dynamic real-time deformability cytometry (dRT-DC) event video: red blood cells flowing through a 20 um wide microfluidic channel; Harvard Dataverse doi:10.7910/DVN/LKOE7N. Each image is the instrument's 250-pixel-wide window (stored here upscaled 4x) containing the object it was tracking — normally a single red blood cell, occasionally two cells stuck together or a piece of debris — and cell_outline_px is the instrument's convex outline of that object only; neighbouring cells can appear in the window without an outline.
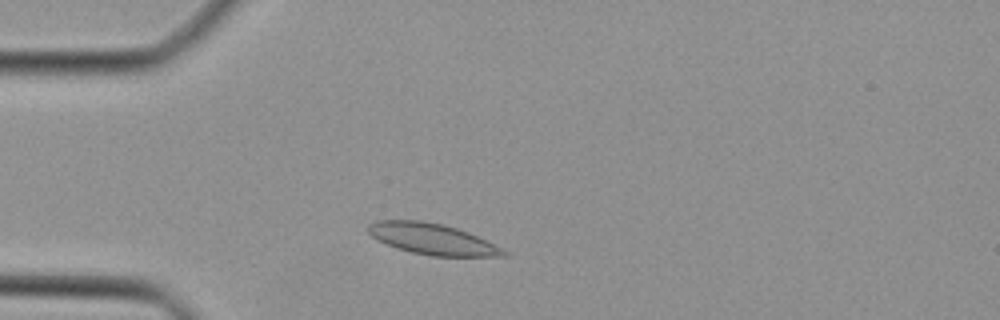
{"species": "Egyptian fruit bat (a non-hibernating species)", "species_latin": "Rousettus aegyptiacus", "temperature_condition": "cold", "stored_images_in_passage": 38, "camera_frame_rate_fps": 3000, "um_per_image_px": 0.085, "animal": {"sex": "female"}, "frame": {"image": 1, "passage_image": 5, "time_ms": 1.333, "image_size_px": [1000, 320], "cell_outline_px": [[508, 256], [432, 256], [412, 252], [376, 240], [368, 232], [368, 224], [376, 220], [420, 220], [440, 224], [456, 228], [468, 232], [504, 248], [508, 252]], "centroid_in_image_um": [36.76, 20.31], "position_along_channel_um": 48.2, "area_um2": 24.33}}
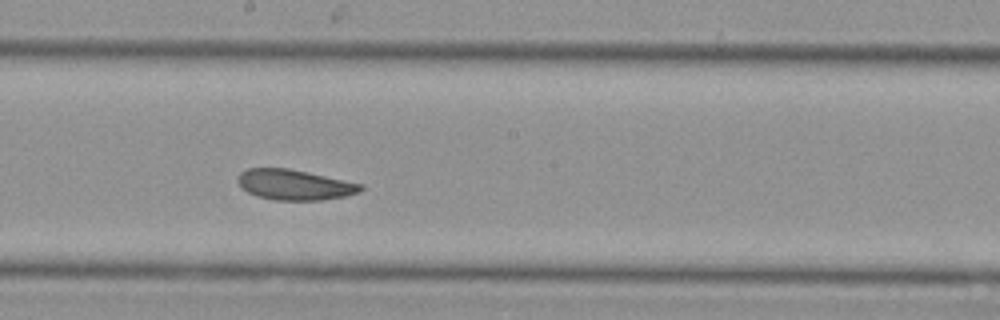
{"frame": {"image": 2, "passage_image": 18, "time_ms": 5.667, "image_size_px": [1000, 320], "cell_outline_px": [[364, 188], [360, 192], [344, 196], [320, 200], [276, 200], [256, 196], [240, 188], [236, 180], [236, 176], [240, 172], [248, 168], [288, 168], [308, 172], [364, 184]], "centroid_in_image_um": [25.0, 15.7], "position_along_channel_um": 223.2, "area_um2": 21.96}}
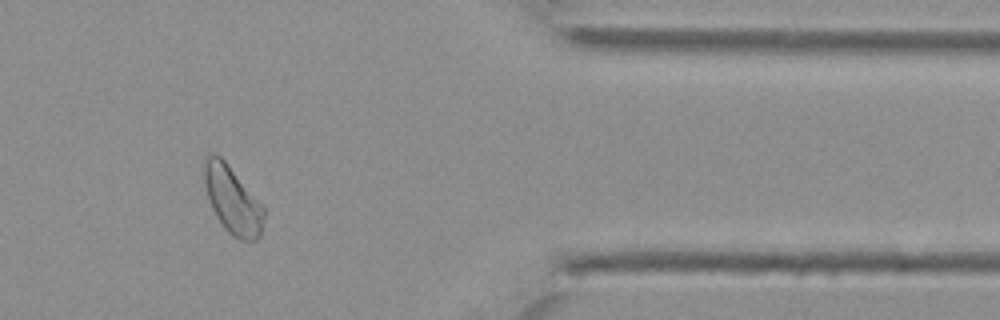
{"frame": {"image": 3, "passage_image": 31, "time_ms": 10.0, "image_size_px": [1000, 320], "cell_outline_px": [[264, 216], [260, 236], [256, 240], [240, 240], [232, 236], [228, 232], [216, 216], [208, 200], [204, 184], [204, 160], [212, 152], [216, 152], [224, 160], [264, 208]], "centroid_in_image_um": [19.73, 17.01], "position_along_channel_um": 391.7, "area_um2": 23.06}}